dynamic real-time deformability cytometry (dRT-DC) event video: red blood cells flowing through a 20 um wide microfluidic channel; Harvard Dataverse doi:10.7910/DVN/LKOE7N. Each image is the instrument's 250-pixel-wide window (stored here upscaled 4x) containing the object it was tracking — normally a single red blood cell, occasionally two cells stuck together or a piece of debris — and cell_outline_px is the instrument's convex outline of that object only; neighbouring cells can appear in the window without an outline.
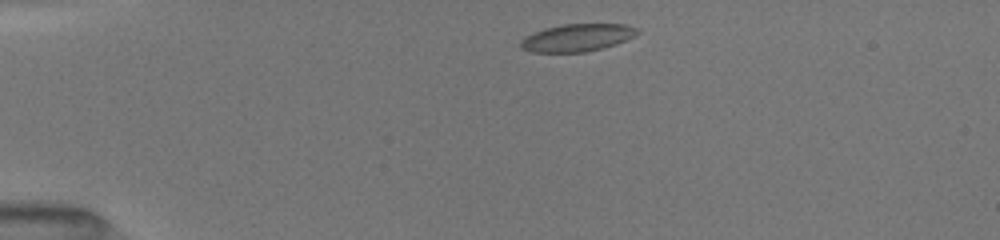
{"species": "common noctule bat (a hibernating species)", "species_latin": "Nyctalus noctula", "temperature_condition": "room temperature", "stored_images_in_passage": 3, "camera_frame_rate_fps": 3000, "um_per_image_px": 0.085, "animal": {"sex": "female", "body_mass_g": 19.5, "forearm_length_mm": 54.1}, "frame": {"image": 1, "passage_image": 1, "time_ms": 0.0, "image_size_px": [1000, 240], "cell_outline_px": [[640, 32], [636, 36], [616, 44], [604, 48], [584, 52], [532, 52], [520, 48], [520, 40], [524, 36], [544, 28], [560, 24], [624, 24], [640, 28]], "centroid_in_image_um": [49.08, 3.2], "position_along_channel_um": 35.9, "area_um2": 19.02}}